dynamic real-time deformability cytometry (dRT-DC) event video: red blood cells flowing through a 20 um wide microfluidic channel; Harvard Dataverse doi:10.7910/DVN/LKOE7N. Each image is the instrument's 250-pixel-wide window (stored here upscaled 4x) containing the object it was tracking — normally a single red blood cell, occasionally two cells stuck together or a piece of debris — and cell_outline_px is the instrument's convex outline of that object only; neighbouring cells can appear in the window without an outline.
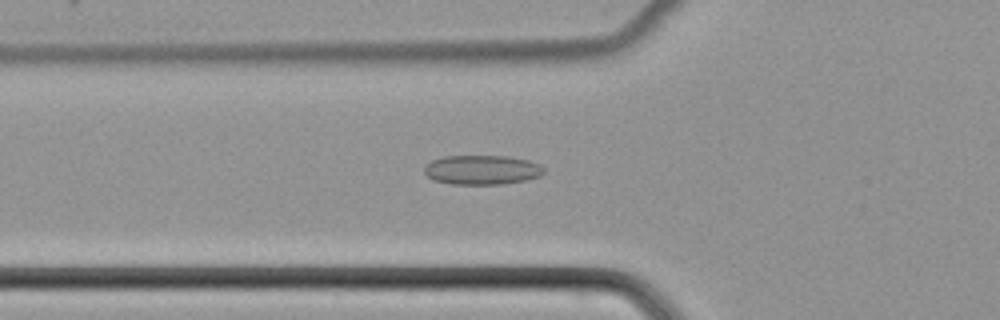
{"species": "common noctule bat (a hibernating species)", "species_latin": "Nyctalus noctula", "temperature_condition": "cold", "stored_images_in_passage": 37, "camera_frame_rate_fps": 3000, "um_per_image_px": 0.085, "animal": {"sex": "female", "body_mass_g": 22.7, "forearm_length_mm": 54.2}, "frame": {"image": 1, "passage_image": 4, "time_ms": 1.0, "image_size_px": [1000, 320], "cell_outline_px": [[544, 172], [540, 176], [524, 180], [500, 184], [452, 184], [432, 180], [424, 172], [424, 164], [432, 160], [444, 156], [508, 156], [528, 160], [540, 164], [544, 168]], "centroid_in_image_um": [40.94, 14.43], "position_along_channel_um": 84.9, "area_um2": 20.58}}
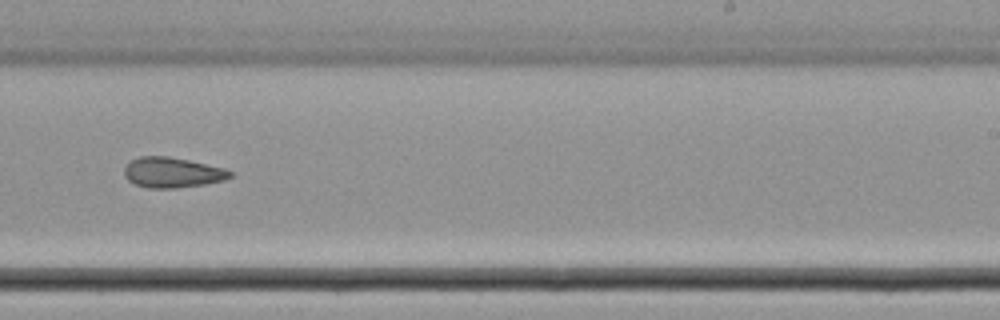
{"frame": {"image": 2, "passage_image": 18, "time_ms": 5.667, "image_size_px": [1000, 320], "cell_outline_px": [[232, 176], [224, 180], [204, 184], [176, 188], [148, 188], [136, 184], [128, 180], [124, 176], [124, 168], [132, 160], [140, 156], [168, 156], [188, 160], [224, 168], [232, 172]], "centroid_in_image_um": [14.64, 14.66], "position_along_channel_um": 274.4, "area_um2": 18.55}}
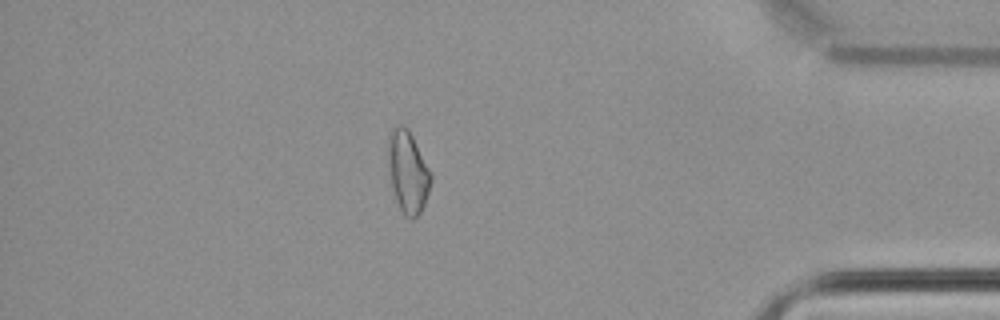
{"frame": {"image": 3, "passage_image": 30, "time_ms": 9.667, "image_size_px": [1000, 320], "cell_outline_px": [[432, 180], [424, 204], [420, 212], [412, 220], [404, 216], [396, 200], [392, 188], [388, 160], [388, 132], [396, 124], [400, 124], [408, 128], [432, 172]], "centroid_in_image_um": [34.67, 14.57], "position_along_channel_um": 400.5, "area_um2": 20.58}}